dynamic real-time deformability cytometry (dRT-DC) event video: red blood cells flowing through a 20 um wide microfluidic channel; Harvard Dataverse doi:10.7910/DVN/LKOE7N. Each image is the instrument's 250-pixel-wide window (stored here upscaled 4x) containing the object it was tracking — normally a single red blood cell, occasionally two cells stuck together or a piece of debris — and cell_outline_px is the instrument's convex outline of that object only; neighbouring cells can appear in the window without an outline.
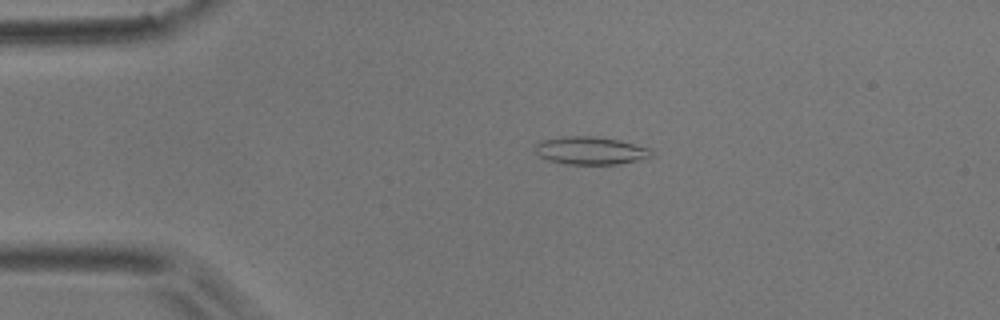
{"species": "common noctule bat (a hibernating species)", "species_latin": "Nyctalus noctula", "temperature_condition": "room temperature", "stored_images_in_passage": 53, "camera_frame_rate_fps": 3000, "um_per_image_px": 0.085, "animal": {"sex": "male", "body_mass_g": 17.9}, "frame": {"image": 1, "passage_image": 11, "time_ms": 3.333, "image_size_px": [1000, 320], "cell_outline_px": [[652, 156], [640, 160], [616, 164], [564, 164], [548, 160], [540, 156], [532, 148], [540, 140], [564, 136], [596, 136], [620, 140], [652, 148]], "centroid_in_image_um": [50.19, 12.79], "position_along_channel_um": 34.8, "area_um2": 19.13}}
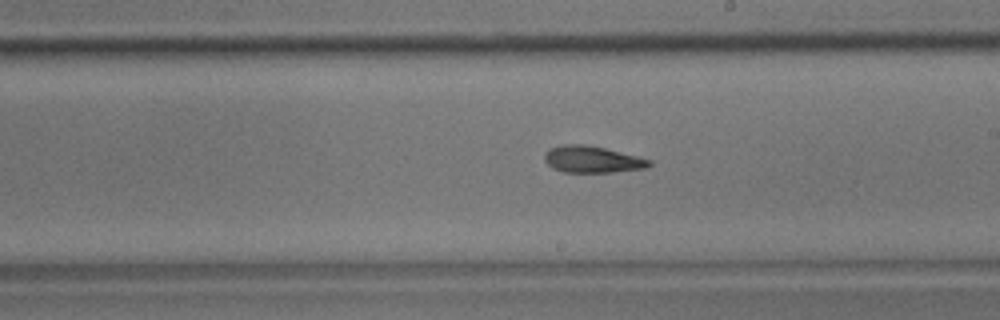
{"frame": {"image": 2, "passage_image": 30, "time_ms": 9.667, "image_size_px": [1000, 320], "cell_outline_px": [[652, 164], [648, 168], [612, 172], [564, 172], [552, 168], [544, 160], [544, 152], [548, 148], [564, 144], [584, 144], [604, 148], [652, 160]], "centroid_in_image_um": [50.31, 13.55], "position_along_channel_um": 238.7, "area_um2": 16.36}}
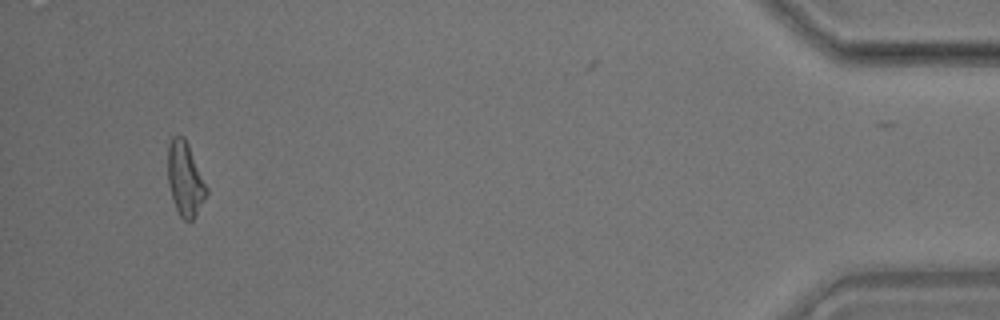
{"frame": {"image": 3, "passage_image": 50, "time_ms": 16.333, "image_size_px": [1000, 320], "cell_outline_px": [[208, 192], [192, 220], [188, 224], [180, 216], [176, 208], [168, 184], [168, 144], [172, 136], [184, 136], [188, 144], [208, 188]], "centroid_in_image_um": [15.73, 15.21], "position_along_channel_um": 419.5, "area_um2": 16.53}, "authors_computed_cell_mechanics": {"area_um2": 16.7042, "velocity_mm_per_s": 3.8169, "shape_relaxation_time_tau1_ms": 9.3479, "shape_relaxation_time_tau2_ms": 5.7601, "deformation_change_tau1": 0.213, "deformation_change_tau2": 0.1552}}